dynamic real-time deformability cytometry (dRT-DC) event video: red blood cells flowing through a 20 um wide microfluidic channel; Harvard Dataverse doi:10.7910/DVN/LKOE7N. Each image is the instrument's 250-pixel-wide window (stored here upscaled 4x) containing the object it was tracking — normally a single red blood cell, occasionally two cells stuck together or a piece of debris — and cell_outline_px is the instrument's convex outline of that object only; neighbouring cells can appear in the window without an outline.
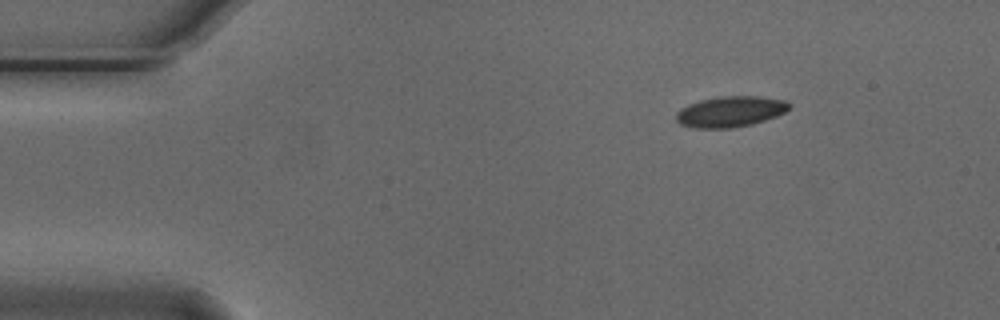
{"species": "Egyptian fruit bat (a non-hibernating species)", "species_latin": "Rousettus aegyptiacus", "temperature_condition": "cold", "stored_images_in_passage": 48, "camera_frame_rate_fps": 3000, "um_per_image_px": 0.085, "animal": {"sex": "male"}, "frame": {"image": 1, "passage_image": 1, "time_ms": 0.0, "image_size_px": [1000, 320], "cell_outline_px": [[792, 108], [776, 116], [752, 124], [732, 128], [692, 128], [680, 124], [676, 120], [676, 112], [680, 108], [688, 104], [700, 100], [720, 96], [760, 96], [784, 100], [792, 104]], "centroid_in_image_um": [62.08, 9.48], "position_along_channel_um": 22.9, "area_um2": 20.46}}
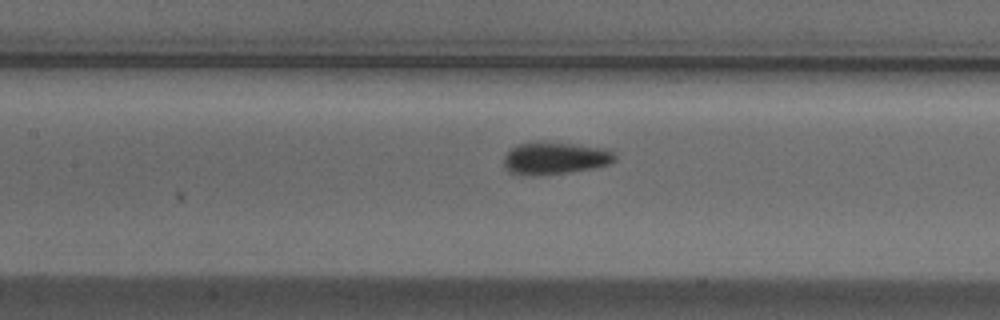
{"frame": {"image": 2, "passage_image": 18, "time_ms": 5.667, "image_size_px": [1000, 320], "cell_outline_px": [[616, 160], [608, 164], [596, 168], [568, 172], [528, 176], [508, 172], [504, 164], [504, 156], [516, 144], [536, 140], [544, 140], [608, 148], [616, 156]], "centroid_in_image_um": [47.17, 13.42], "position_along_channel_um": 160.2, "area_um2": 21.44}}
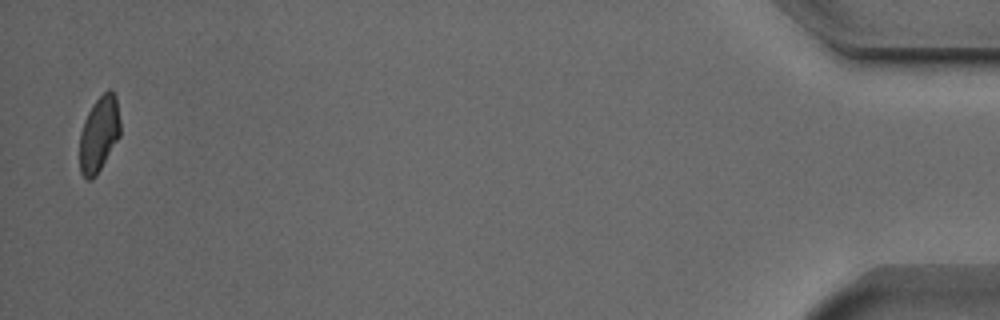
{"frame": {"image": 3, "passage_image": 47, "time_ms": 15.333, "image_size_px": [1000, 320], "cell_outline_px": [[120, 136], [96, 176], [92, 180], [88, 180], [80, 172], [80, 132], [84, 120], [88, 112], [96, 100], [108, 88], [112, 88], [116, 96], [120, 120]], "centroid_in_image_um": [8.43, 11.38], "position_along_channel_um": 426.8, "area_um2": 17.98}, "authors_computed_cell_mechanics": {"area_um2": 20.0277, "velocity_mm_per_s": 3.7402, "shape_relaxation_time_tau1_ms": 4.2916, "shape_relaxation_time_tau2_ms": 2.3996, "deformation_change_tau1": 0.1117, "deformation_change_tau2": 0.0607}}